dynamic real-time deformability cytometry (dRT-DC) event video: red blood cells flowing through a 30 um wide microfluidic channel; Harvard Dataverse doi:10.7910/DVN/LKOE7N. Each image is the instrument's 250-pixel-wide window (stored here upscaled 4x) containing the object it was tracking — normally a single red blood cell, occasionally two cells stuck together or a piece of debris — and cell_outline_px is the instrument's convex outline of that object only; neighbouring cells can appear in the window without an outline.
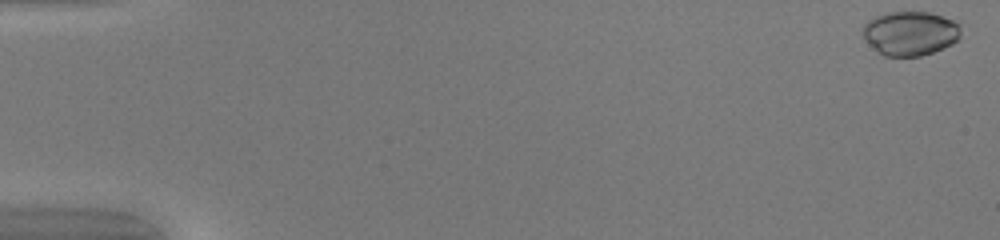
{"species": "common noctule bat (a hibernating species)", "species_latin": "Nyctalus noctula", "temperature_condition": "warm", "stored_images_in_passage": 50, "camera_frame_rate_fps": 3000, "um_per_image_px": 0.085, "animal": {"sex": "female", "body_mass_g": 20.0, "forearm_length_mm": 54.0}, "frame": {"image": 1, "passage_image": 1, "time_ms": 0.0, "image_size_px": [1000, 240], "cell_outline_px": [[960, 40], [952, 44], [932, 52], [920, 56], [884, 56], [876, 52], [864, 40], [860, 28], [868, 20], [876, 16], [888, 12], [928, 12], [952, 20], [960, 24]], "centroid_in_image_um": [77.32, 2.84], "position_along_channel_um": 7.7, "area_um2": 25.55}}
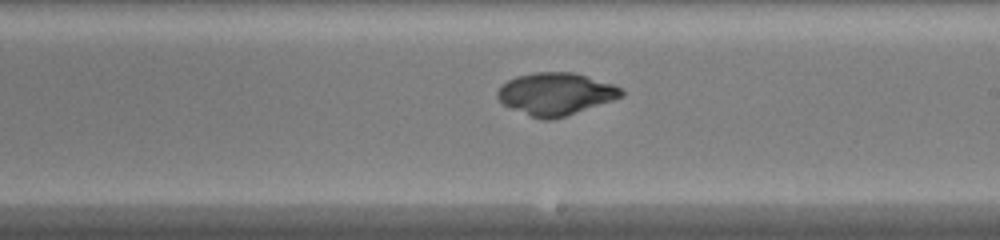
{"frame": {"image": 2, "passage_image": 30, "time_ms": 9.667, "image_size_px": [1000, 240], "cell_outline_px": [[624, 96], [552, 120], [540, 120], [512, 108], [504, 104], [496, 96], [496, 92], [500, 84], [516, 76], [536, 72], [572, 72], [612, 84], [620, 88], [624, 92]], "centroid_in_image_um": [47.19, 7.98], "position_along_channel_um": 241.8, "area_um2": 30.23}}
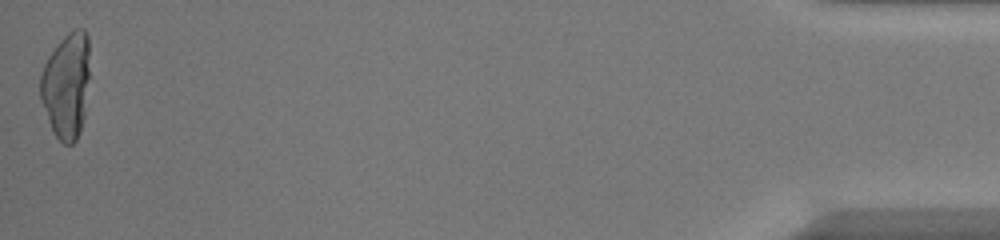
{"frame": {"image": 3, "passage_image": 50, "time_ms": 16.333, "image_size_px": [1000, 240], "cell_outline_px": [[88, 76], [84, 116], [80, 132], [76, 140], [72, 144], [64, 144], [52, 132], [40, 100], [40, 76], [44, 64], [48, 56], [60, 40], [72, 28], [84, 28], [88, 36]], "centroid_in_image_um": [5.62, 7.26], "position_along_channel_um": 429.6, "area_um2": 30.52}}